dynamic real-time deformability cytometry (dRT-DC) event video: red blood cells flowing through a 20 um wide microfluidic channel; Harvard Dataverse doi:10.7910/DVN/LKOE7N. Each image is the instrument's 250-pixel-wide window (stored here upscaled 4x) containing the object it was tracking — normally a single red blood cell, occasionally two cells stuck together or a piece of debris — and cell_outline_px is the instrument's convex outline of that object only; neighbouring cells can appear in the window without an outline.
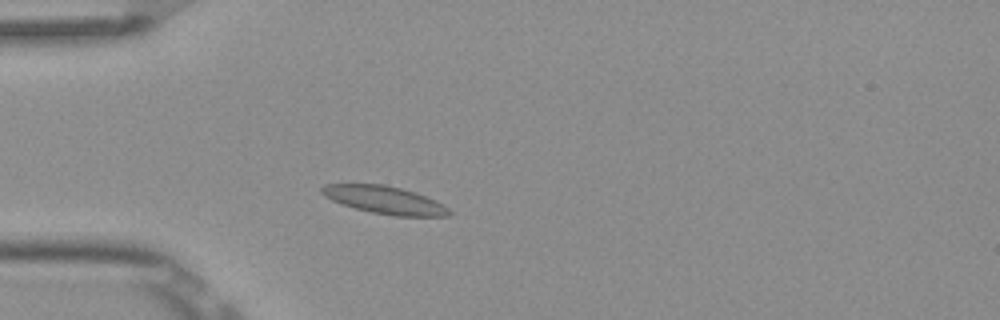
{"species": "Egyptian fruit bat (a non-hibernating species)", "species_latin": "Rousettus aegyptiacus", "temperature_condition": "room temperature", "stored_images_in_passage": 3, "camera_frame_rate_fps": 3000, "um_per_image_px": 0.085, "frame": {"image": 1, "passage_image": 3, "time_ms": 0.667, "image_size_px": [1000, 320], "cell_outline_px": [[452, 212], [448, 216], [396, 216], [372, 212], [356, 208], [332, 200], [324, 196], [320, 192], [320, 188], [324, 184], [384, 184], [416, 192], [444, 204]], "centroid_in_image_um": [32.71, 16.99], "position_along_channel_um": 52.3, "area_um2": 20.46}}